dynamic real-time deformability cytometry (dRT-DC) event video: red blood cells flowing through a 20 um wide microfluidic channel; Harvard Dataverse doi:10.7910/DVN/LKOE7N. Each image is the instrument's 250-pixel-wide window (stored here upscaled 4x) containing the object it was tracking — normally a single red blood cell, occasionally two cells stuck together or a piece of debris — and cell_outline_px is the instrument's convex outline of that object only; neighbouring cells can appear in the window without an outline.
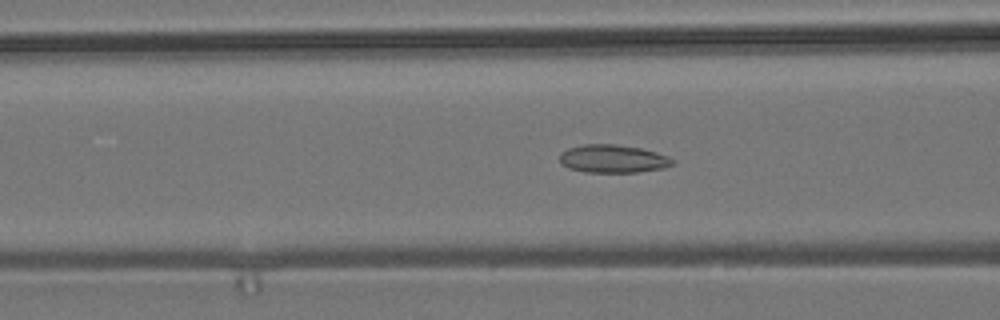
{"species": "common noctule bat (a hibernating species)", "species_latin": "Nyctalus noctula", "temperature_condition": "room temperature", "stored_images_in_passage": 40, "camera_frame_rate_fps": 3000, "um_per_image_px": 0.085, "animal": {"sex": "male", "body_mass_g": 19.2, "forearm_length_mm": 51.8}, "frame": {"image": 1, "passage_image": 13, "time_ms": 4.0, "image_size_px": [1000, 320], "cell_outline_px": [[676, 164], [664, 168], [636, 172], [584, 172], [568, 168], [560, 164], [560, 152], [568, 148], [584, 144], [616, 144], [640, 148], [656, 152], [668, 156], [676, 160]], "centroid_in_image_um": [52.11, 13.5], "position_along_channel_um": 114.5, "area_um2": 18.67}}
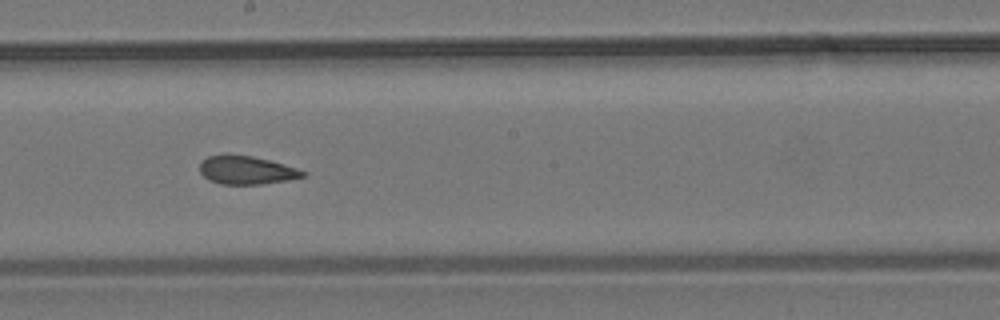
{"frame": {"image": 2, "passage_image": 22, "time_ms": 7.0, "image_size_px": [1000, 320], "cell_outline_px": [[308, 176], [264, 184], [220, 184], [208, 180], [200, 172], [200, 164], [208, 156], [228, 152], [252, 156], [284, 164], [308, 172]], "centroid_in_image_um": [20.95, 14.44], "position_along_channel_um": 227.3, "area_um2": 17.34}}
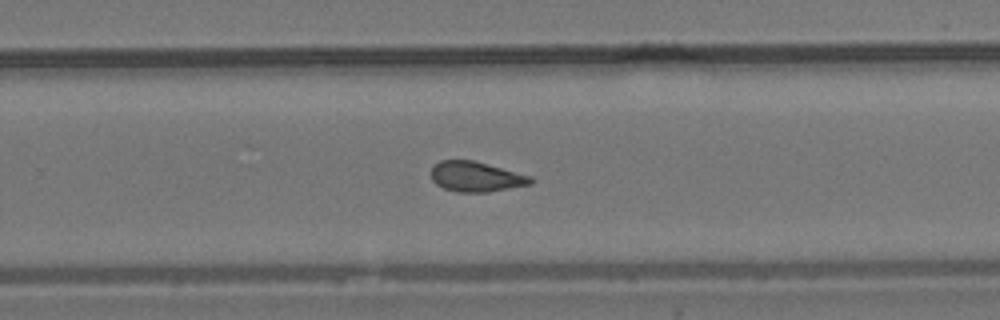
{"frame": {"image": 3, "passage_image": 27, "time_ms": 8.667, "image_size_px": [1000, 320], "cell_outline_px": [[536, 180], [532, 184], [488, 192], [456, 192], [444, 188], [436, 184], [432, 180], [432, 168], [440, 160], [476, 160], [532, 176]], "centroid_in_image_um": [40.51, 15.01], "position_along_channel_um": 289.3, "area_um2": 17.69}, "authors_computed_cell_mechanics": {"area_um2": 17.918, "velocity_mm_per_s": 3.7619, "shape_relaxation_time_tau1_ms": 6.3726, "shape_relaxation_time_tau2_ms": 3.0489, "deformation_change_tau1": 0.1346, "deformation_change_tau2": 0.0847}}